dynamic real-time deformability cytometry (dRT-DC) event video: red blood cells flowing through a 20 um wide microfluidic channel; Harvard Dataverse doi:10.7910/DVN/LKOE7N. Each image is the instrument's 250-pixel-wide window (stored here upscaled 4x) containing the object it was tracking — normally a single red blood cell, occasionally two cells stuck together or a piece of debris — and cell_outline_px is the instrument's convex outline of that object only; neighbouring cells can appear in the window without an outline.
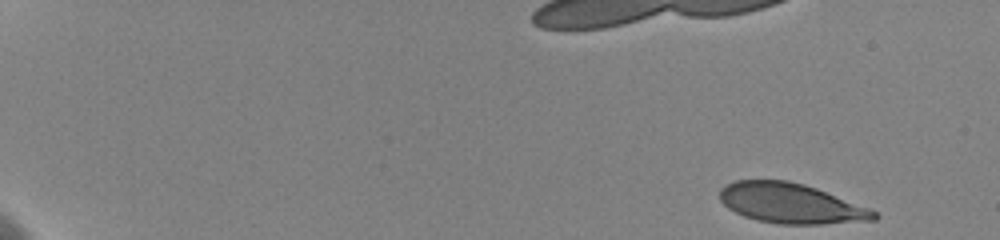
{"species": "human", "species_latin": "Homo sapiens", "temperature_condition": "cold", "stored_images_in_passage": 15, "camera_frame_rate_fps": 3000, "um_per_image_px": 0.085, "donor": {"sex": "female"}, "frame": {"image": 1, "passage_image": 1, "time_ms": 0.0, "image_size_px": [1000, 240], "cell_outline_px": [[880, 216], [876, 220], [824, 224], [780, 224], [756, 220], [744, 216], [728, 208], [720, 200], [720, 188], [736, 180], [788, 180], [804, 184], [816, 188], [868, 208], [876, 212]], "centroid_in_image_um": [67.22, 17.29], "position_along_channel_um": 17.8, "area_um2": 35.84}}
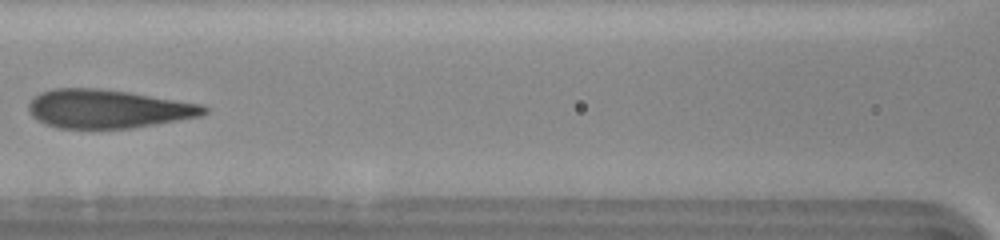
{"frame": {"image": 2, "passage_image": 11, "time_ms": 8.667, "image_size_px": [1000, 240], "cell_outline_px": [[208, 112], [200, 116], [156, 124], [132, 128], [60, 128], [44, 124], [32, 116], [28, 112], [28, 104], [40, 92], [52, 88], [96, 88], [128, 92], [204, 104], [208, 108]], "centroid_in_image_um": [9.17, 9.25], "position_along_channel_um": 157.4, "area_um2": 39.48}}